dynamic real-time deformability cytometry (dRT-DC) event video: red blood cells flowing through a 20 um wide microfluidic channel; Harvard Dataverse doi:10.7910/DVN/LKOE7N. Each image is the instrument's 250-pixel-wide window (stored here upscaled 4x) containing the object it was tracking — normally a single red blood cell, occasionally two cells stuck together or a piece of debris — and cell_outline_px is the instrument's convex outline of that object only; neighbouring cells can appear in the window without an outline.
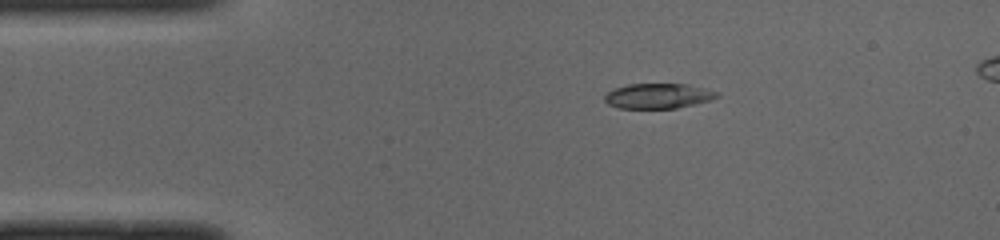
{"species": "common noctule bat (a hibernating species)", "species_latin": "Nyctalus noctula", "temperature_condition": "cold", "stored_images_in_passage": 41, "camera_frame_rate_fps": 3000, "um_per_image_px": 0.085, "animal": {"sex": "male", "body_mass_g": 19.0, "forearm_length_mm": 50.8}, "frame": {"image": 1, "passage_image": 1, "time_ms": 0.0, "image_size_px": [1000, 240], "cell_outline_px": [[720, 96], [712, 100], [676, 108], [620, 108], [608, 104], [604, 100], [604, 96], [608, 92], [616, 88], [628, 84], [688, 84], [716, 92]], "centroid_in_image_um": [55.94, 8.16], "position_along_channel_um": 29.1, "area_um2": 16.24}}
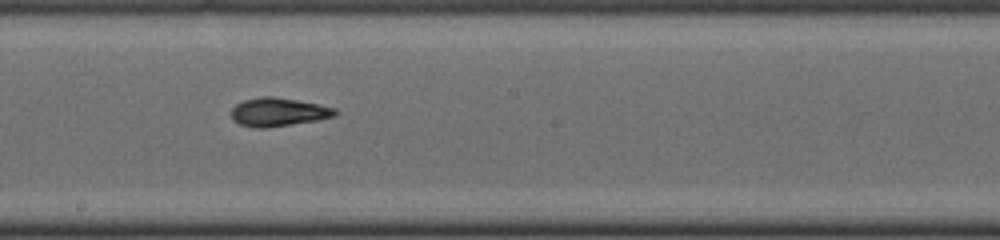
{"frame": {"image": 2, "passage_image": 19, "time_ms": 6.0, "image_size_px": [1000, 240], "cell_outline_px": [[340, 112], [336, 116], [316, 120], [264, 128], [256, 128], [240, 124], [232, 120], [232, 108], [236, 104], [244, 100], [264, 96], [272, 96], [296, 100], [336, 108]], "centroid_in_image_um": [23.66, 9.52], "position_along_channel_um": 224.5, "area_um2": 17.05}}
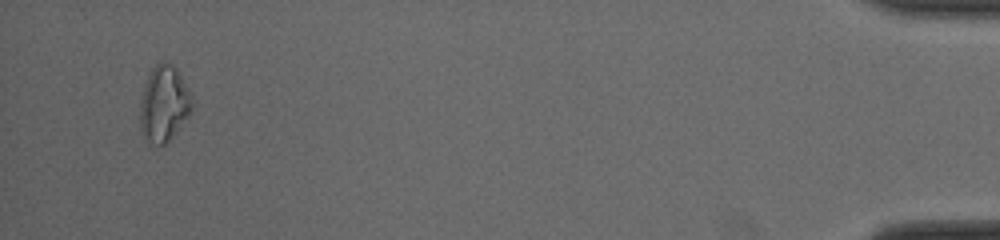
{"frame": {"image": 3, "passage_image": 40, "time_ms": 13.0, "image_size_px": [1000, 240], "cell_outline_px": [[192, 108], [188, 116], [172, 136], [164, 144], [156, 148], [140, 132], [140, 100], [144, 84], [152, 68], [160, 60], [172, 64], [176, 68], [188, 88], [192, 100]], "centroid_in_image_um": [13.91, 8.82], "position_along_channel_um": 421.3, "area_um2": 23.0}}